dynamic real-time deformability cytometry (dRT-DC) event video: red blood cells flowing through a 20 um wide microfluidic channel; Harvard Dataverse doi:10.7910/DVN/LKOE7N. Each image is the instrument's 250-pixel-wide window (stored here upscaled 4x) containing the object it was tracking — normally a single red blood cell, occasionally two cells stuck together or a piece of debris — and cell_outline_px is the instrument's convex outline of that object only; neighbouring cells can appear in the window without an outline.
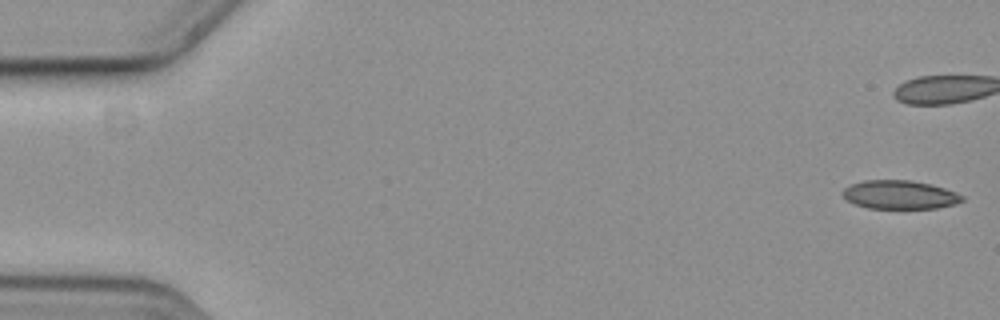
{"species": "common noctule bat (a hibernating species)", "species_latin": "Nyctalus noctula", "temperature_condition": "cold", "stored_images_in_passage": 44, "camera_frame_rate_fps": 3000, "um_per_image_px": 0.085, "animal": {"sex": "female", "body_mass_g": 19.3, "forearm_length_mm": 54.1}, "frame": {"image": 1, "passage_image": 1, "time_ms": 0.0, "image_size_px": [1000, 320], "cell_outline_px": [[964, 200], [956, 204], [936, 208], [868, 208], [856, 204], [848, 200], [844, 196], [844, 188], [852, 184], [864, 180], [908, 180], [928, 184], [944, 188], [956, 192], [964, 196]], "centroid_in_image_um": [76.51, 16.55], "position_along_channel_um": 8.5, "area_um2": 19.65}}